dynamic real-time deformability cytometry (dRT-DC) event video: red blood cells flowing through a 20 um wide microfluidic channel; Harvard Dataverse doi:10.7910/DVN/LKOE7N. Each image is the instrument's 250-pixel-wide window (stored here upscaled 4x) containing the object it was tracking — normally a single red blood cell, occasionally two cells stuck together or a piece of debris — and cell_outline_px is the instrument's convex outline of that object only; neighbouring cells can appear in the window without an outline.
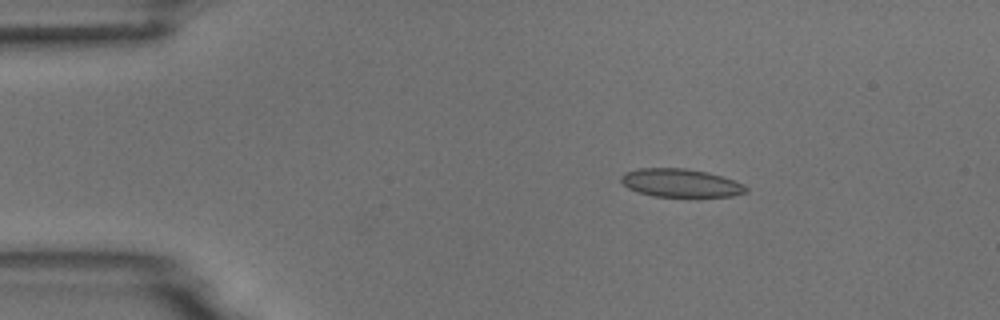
{"species": "common noctule bat (a hibernating species)", "species_latin": "Nyctalus noctula", "temperature_condition": "room temperature", "stored_images_in_passage": 3, "camera_frame_rate_fps": 3000, "um_per_image_px": 0.085, "animal": {"sex": "male", "body_mass_g": 18.8}, "frame": {"image": 1, "passage_image": 1, "time_ms": 0.0, "image_size_px": [1000, 320], "cell_outline_px": [[748, 192], [732, 196], [652, 196], [636, 192], [628, 188], [620, 180], [620, 176], [624, 172], [640, 168], [684, 168], [708, 172], [744, 184], [748, 188]], "centroid_in_image_um": [57.82, 15.55], "position_along_channel_um": 27.2, "area_um2": 20.52}}
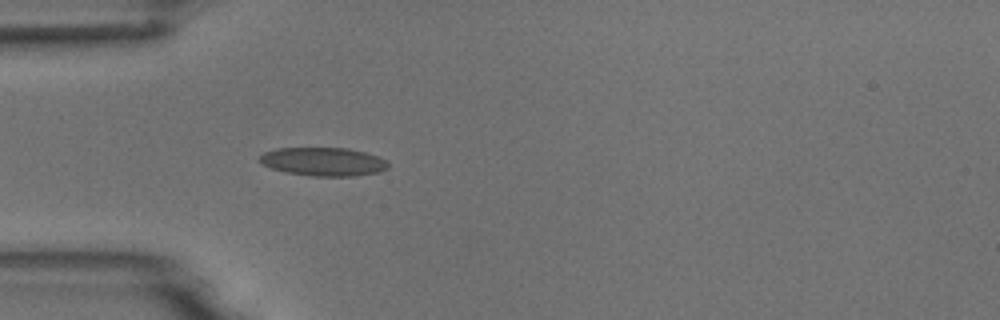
{"frame": {"image": 2, "passage_image": 3, "time_ms": 2.333, "image_size_px": [1000, 320], "cell_outline_px": [[388, 168], [380, 172], [356, 176], [312, 176], [288, 172], [272, 168], [260, 164], [260, 156], [264, 152], [276, 148], [348, 148], [364, 152], [376, 156], [384, 160], [388, 164]], "centroid_in_image_um": [27.48, 13.74], "position_along_channel_um": 57.5, "area_um2": 21.21}}